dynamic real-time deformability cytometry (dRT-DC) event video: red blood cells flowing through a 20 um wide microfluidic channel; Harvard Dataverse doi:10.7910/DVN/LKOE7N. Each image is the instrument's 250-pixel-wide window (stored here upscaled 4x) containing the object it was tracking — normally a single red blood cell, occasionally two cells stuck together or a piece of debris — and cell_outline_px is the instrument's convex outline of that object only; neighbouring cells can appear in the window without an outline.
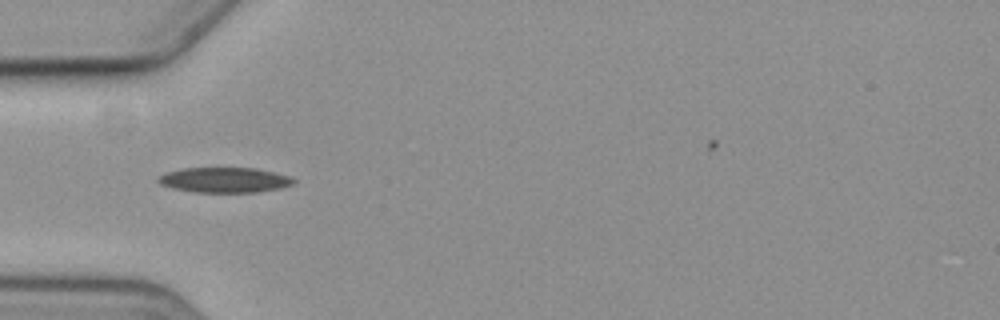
{"species": "common noctule bat (a hibernating species)", "species_latin": "Nyctalus noctula", "temperature_condition": "cold", "stored_images_in_passage": 5, "camera_frame_rate_fps": 3000, "um_per_image_px": 0.085, "animal": {"sex": "female", "body_mass_g": 19.3, "forearm_length_mm": 54.1}, "frame": {"image": 1, "passage_image": 4, "time_ms": 3.667, "image_size_px": [1000, 320], "cell_outline_px": [[296, 180], [292, 184], [276, 188], [256, 192], [196, 192], [172, 188], [160, 184], [156, 180], [164, 172], [184, 168], [256, 168], [288, 176]], "centroid_in_image_um": [19.02, 15.29], "position_along_channel_um": 66.0, "area_um2": 19.59}}
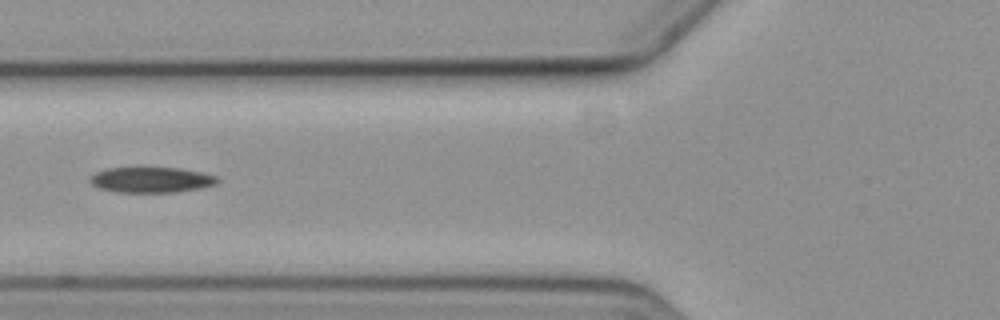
{"frame": {"image": 2, "passage_image": 5, "time_ms": 5.0, "image_size_px": [1000, 320], "cell_outline_px": [[220, 180], [216, 184], [200, 188], [176, 192], [116, 192], [100, 188], [92, 184], [88, 180], [96, 172], [104, 168], [136, 164], [140, 164], [180, 168], [200, 172], [216, 176]], "centroid_in_image_um": [12.8, 15.22], "position_along_channel_um": 113.0, "area_um2": 20.0}}